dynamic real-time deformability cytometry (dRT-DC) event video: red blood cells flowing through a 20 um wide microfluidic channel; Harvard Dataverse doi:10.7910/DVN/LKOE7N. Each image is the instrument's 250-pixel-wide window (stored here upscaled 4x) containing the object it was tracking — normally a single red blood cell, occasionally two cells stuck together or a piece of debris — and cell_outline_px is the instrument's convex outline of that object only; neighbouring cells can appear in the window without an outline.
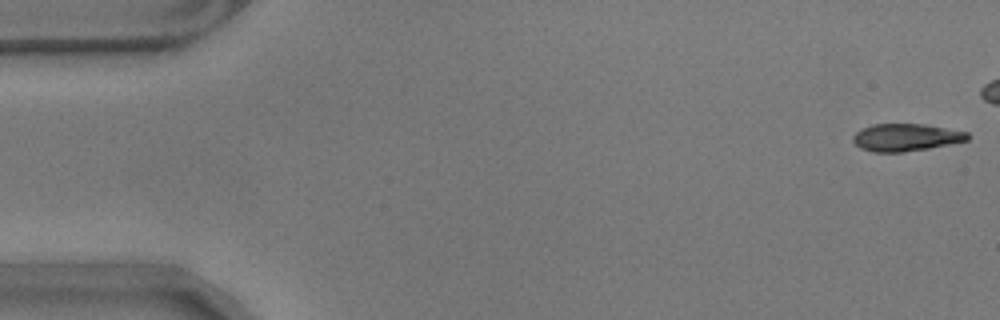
{"species": "common noctule bat (a hibernating species)", "species_latin": "Nyctalus noctula", "temperature_condition": "warm", "stored_images_in_passage": 46, "camera_frame_rate_fps": 3000, "um_per_image_px": 0.085, "animal": {"sex": "male", "body_mass_g": 17.9}, "frame": {"image": 1, "passage_image": 1, "time_ms": 0.0, "image_size_px": [1000, 320], "cell_outline_px": [[968, 140], [928, 148], [904, 152], [872, 152], [860, 148], [852, 140], [852, 136], [856, 132], [872, 124], [924, 124], [968, 132]], "centroid_in_image_um": [76.97, 11.68], "position_along_channel_um": 8.0, "area_um2": 18.15}}
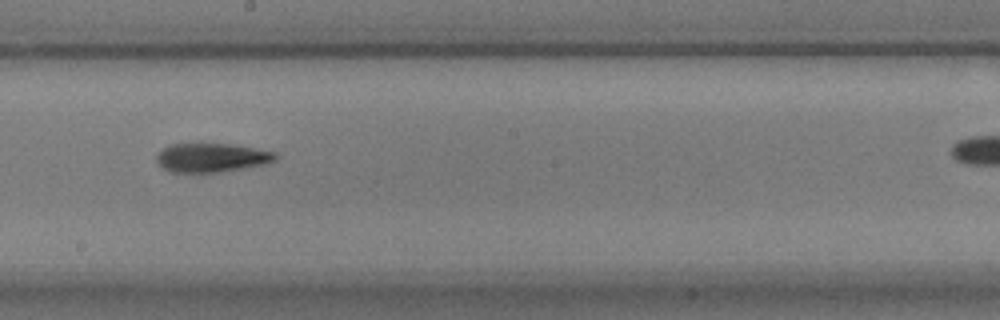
{"frame": {"image": 2, "passage_image": 31, "time_ms": 10.0, "image_size_px": [1000, 320], "cell_outline_px": [[276, 160], [264, 164], [244, 168], [220, 172], [172, 172], [164, 168], [156, 160], [156, 156], [164, 148], [172, 144], [228, 144], [276, 152]], "centroid_in_image_um": [17.99, 13.4], "position_along_channel_um": 230.2, "area_um2": 19.65}}
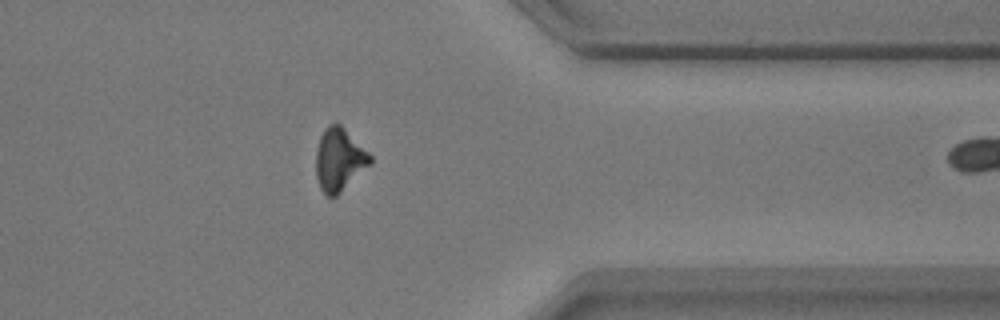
{"frame": {"image": 3, "passage_image": 45, "time_ms": 14.667, "image_size_px": [1000, 320], "cell_outline_px": [[372, 164], [336, 196], [328, 196], [320, 188], [316, 176], [316, 148], [320, 136], [324, 128], [328, 124], [340, 124], [372, 156]], "centroid_in_image_um": [28.83, 13.57], "position_along_channel_um": 382.6, "area_um2": 19.83}}